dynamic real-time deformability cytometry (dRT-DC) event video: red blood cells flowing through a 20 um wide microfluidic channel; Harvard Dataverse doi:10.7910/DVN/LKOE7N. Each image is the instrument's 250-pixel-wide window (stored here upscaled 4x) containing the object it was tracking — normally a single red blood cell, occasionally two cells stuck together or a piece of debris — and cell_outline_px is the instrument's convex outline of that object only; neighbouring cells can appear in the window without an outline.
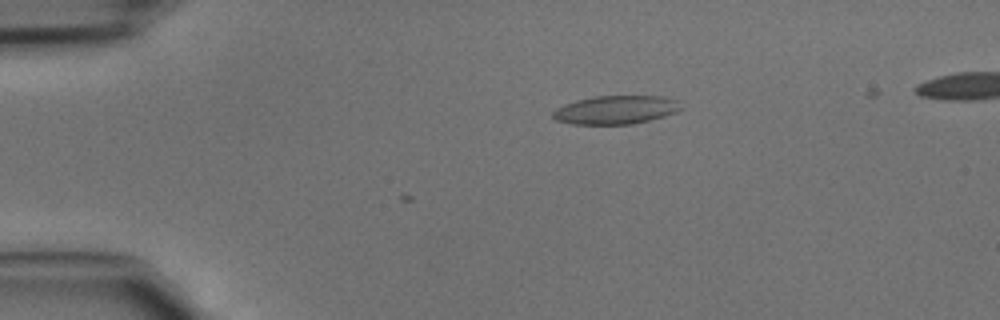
{"species": "common noctule bat (a hibernating species)", "species_latin": "Nyctalus noctula", "temperature_condition": "cold", "stored_images_in_passage": 3, "camera_frame_rate_fps": 3000, "um_per_image_px": 0.085, "animal": {"sex": "male", "body_mass_g": 15.6}, "frame": {"image": 1, "passage_image": 1, "time_ms": 0.0, "image_size_px": [1000, 320], "cell_outline_px": [[680, 108], [676, 112], [664, 116], [632, 124], [572, 124], [556, 120], [552, 116], [552, 112], [556, 108], [564, 104], [576, 100], [592, 96], [660, 96], [676, 100]], "centroid_in_image_um": [52.28, 9.33], "position_along_channel_um": 32.7, "area_um2": 21.1}}